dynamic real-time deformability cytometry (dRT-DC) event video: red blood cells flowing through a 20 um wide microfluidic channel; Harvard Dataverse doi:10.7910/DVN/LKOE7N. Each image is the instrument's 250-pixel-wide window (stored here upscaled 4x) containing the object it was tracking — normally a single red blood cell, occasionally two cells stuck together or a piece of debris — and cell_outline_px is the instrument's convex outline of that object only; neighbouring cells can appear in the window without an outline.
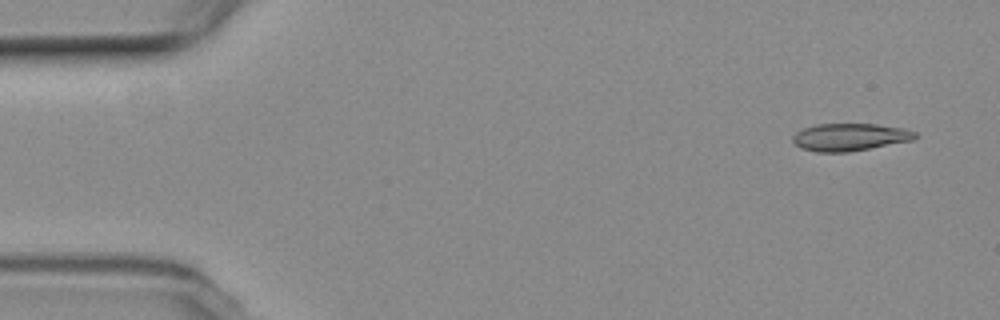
{"species": "common noctule bat (a hibernating species)", "species_latin": "Nyctalus noctula", "temperature_condition": "room temperature", "stored_images_in_passage": 4, "camera_frame_rate_fps": 3000, "um_per_image_px": 0.085, "animal": {"sex": "female", "body_mass_g": 19.3, "forearm_length_mm": 54.1}, "frame": {"image": 1, "passage_image": 1, "time_ms": 0.0, "image_size_px": [1000, 320], "cell_outline_px": [[920, 136], [912, 140], [848, 152], [816, 152], [800, 148], [792, 140], [792, 136], [796, 132], [804, 128], [816, 124], [876, 124], [904, 128], [916, 132]], "centroid_in_image_um": [72.23, 11.65], "position_along_channel_um": 12.8, "area_um2": 19.59}}
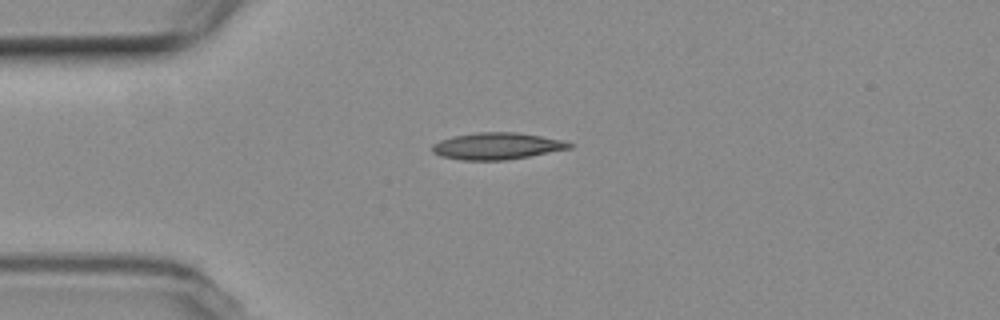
{"frame": {"image": 2, "passage_image": 4, "time_ms": 3.333, "image_size_px": [1000, 320], "cell_outline_px": [[572, 148], [508, 160], [460, 160], [440, 156], [432, 152], [432, 144], [440, 140], [452, 136], [476, 132], [516, 132], [540, 136], [560, 140], [572, 144]], "centroid_in_image_um": [42.18, 12.42], "position_along_channel_um": 42.8, "area_um2": 21.39}}